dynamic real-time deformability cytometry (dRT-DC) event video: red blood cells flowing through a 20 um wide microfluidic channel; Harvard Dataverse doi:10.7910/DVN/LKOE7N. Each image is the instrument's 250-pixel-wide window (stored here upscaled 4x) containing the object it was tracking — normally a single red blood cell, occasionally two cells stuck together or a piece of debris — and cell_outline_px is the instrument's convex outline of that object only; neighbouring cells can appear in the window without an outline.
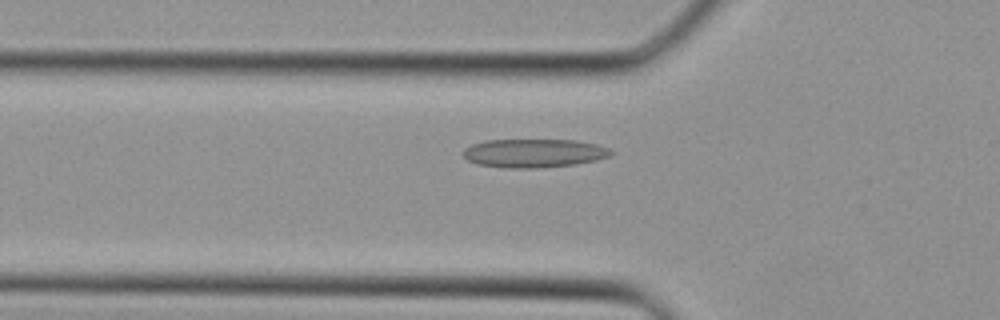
{"species": "Egyptian fruit bat (a non-hibernating species)", "species_latin": "Rousettus aegyptiacus", "temperature_condition": "cold", "stored_images_in_passage": 33, "camera_frame_rate_fps": 3000, "um_per_image_px": 0.085, "animal": {"sex": "female"}, "frame": {"image": 1, "passage_image": 8, "time_ms": 2.333, "image_size_px": [1000, 320], "cell_outline_px": [[616, 152], [612, 156], [596, 160], [576, 164], [536, 168], [504, 168], [476, 164], [468, 160], [464, 156], [464, 148], [472, 144], [484, 140], [576, 140], [596, 144], [608, 148]], "centroid_in_image_um": [45.41, 13.02], "position_along_channel_um": 80.4, "area_um2": 24.8}}
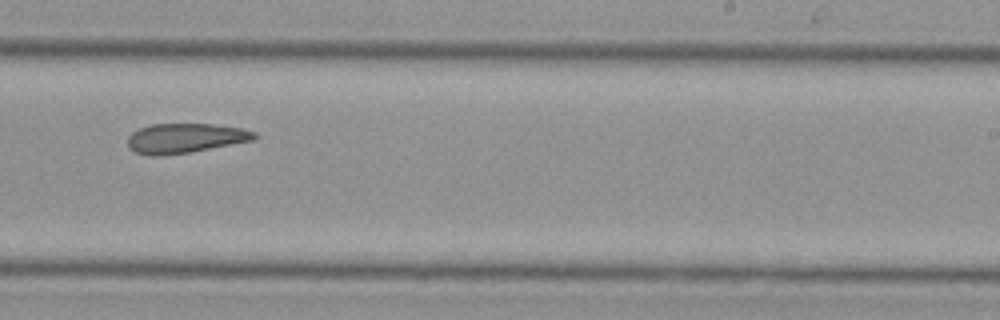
{"frame": {"image": 2, "passage_image": 19, "time_ms": 6.0, "image_size_px": [1000, 320], "cell_outline_px": [[256, 140], [192, 152], [160, 156], [152, 156], [136, 152], [128, 148], [128, 136], [132, 132], [140, 128], [152, 124], [212, 124], [240, 128], [256, 132]], "centroid_in_image_um": [15.74, 11.75], "position_along_channel_um": 273.3, "area_um2": 22.02}}
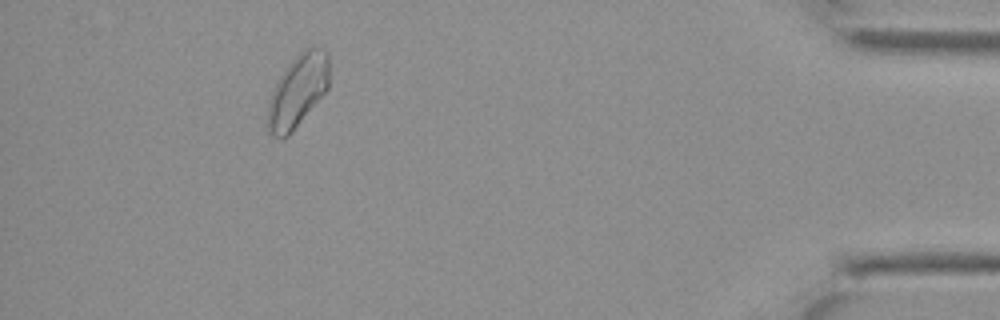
{"frame": {"image": 3, "passage_image": 30, "time_ms": 9.667, "image_size_px": [1000, 320], "cell_outline_px": [[328, 88], [292, 132], [288, 136], [280, 140], [272, 136], [268, 132], [268, 100], [276, 80], [284, 68], [304, 48], [320, 48], [328, 52]], "centroid_in_image_um": [25.27, 7.74], "position_along_channel_um": 409.9, "area_um2": 26.01}}